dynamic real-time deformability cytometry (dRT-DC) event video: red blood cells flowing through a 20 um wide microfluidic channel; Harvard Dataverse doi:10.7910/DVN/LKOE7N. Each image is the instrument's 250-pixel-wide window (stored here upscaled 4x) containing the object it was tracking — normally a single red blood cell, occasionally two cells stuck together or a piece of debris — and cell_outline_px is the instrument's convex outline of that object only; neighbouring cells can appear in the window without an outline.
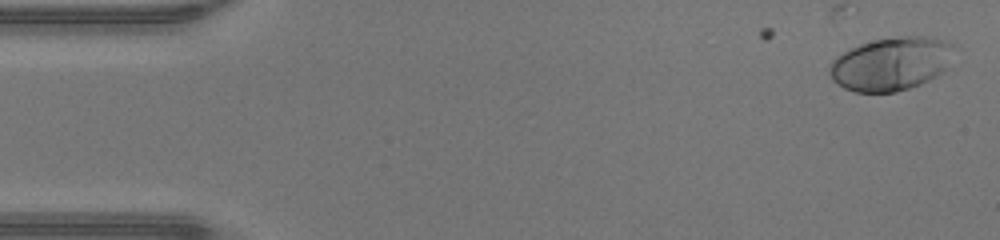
{"species": "human", "species_latin": "Homo sapiens", "temperature_condition": "warm", "stored_images_in_passage": 37, "camera_frame_rate_fps": 3000, "um_per_image_px": 0.085, "donor": {"sex": "male"}, "frame": {"image": 1, "passage_image": 2, "time_ms": 0.333, "image_size_px": [1000, 240], "cell_outline_px": [[952, 44], [944, 68], [936, 76], [920, 84], [896, 92], [856, 92], [844, 88], [832, 80], [828, 72], [828, 68], [832, 60], [836, 56], [860, 44], [876, 40], [904, 36], [924, 36], [940, 40]], "centroid_in_image_um": [75.63, 5.44], "position_along_channel_um": 9.4, "area_um2": 37.8}}
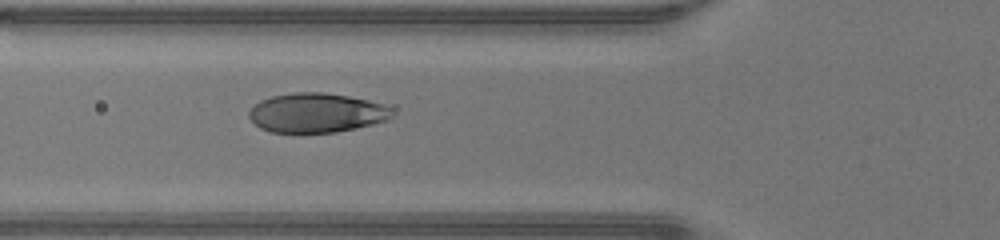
{"frame": {"image": 2, "passage_image": 17, "time_ms": 5.333, "image_size_px": [1000, 240], "cell_outline_px": [[392, 116], [388, 120], [356, 128], [336, 132], [272, 132], [260, 128], [248, 116], [248, 112], [260, 100], [272, 96], [292, 92], [324, 92], [348, 96], [368, 100], [384, 104], [392, 108]], "centroid_in_image_um": [26.92, 9.58], "position_along_channel_um": 98.9, "area_um2": 32.83}}
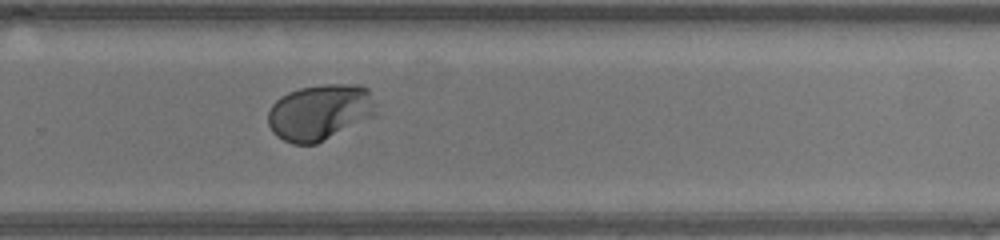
{"frame": {"image": 3, "passage_image": 31, "time_ms": 10.0, "image_size_px": [1000, 240], "cell_outline_px": [[376, 116], [316, 144], [292, 144], [276, 136], [272, 132], [268, 124], [268, 112], [272, 104], [280, 96], [288, 92], [300, 88], [324, 84], [360, 84], [368, 88], [376, 104]], "centroid_in_image_um": [27.21, 9.53], "position_along_channel_um": 302.6, "area_um2": 35.66}, "authors_computed_cell_mechanics": {"area_um2": 35.258, "velocity_mm_per_s": 4.3546, "shape_relaxation_time_tau1_ms": 2.2052, "shape_relaxation_time_tau2_ms": null, "deformation_change_tau1": 0.1903, "deformation_change_tau2": null}}